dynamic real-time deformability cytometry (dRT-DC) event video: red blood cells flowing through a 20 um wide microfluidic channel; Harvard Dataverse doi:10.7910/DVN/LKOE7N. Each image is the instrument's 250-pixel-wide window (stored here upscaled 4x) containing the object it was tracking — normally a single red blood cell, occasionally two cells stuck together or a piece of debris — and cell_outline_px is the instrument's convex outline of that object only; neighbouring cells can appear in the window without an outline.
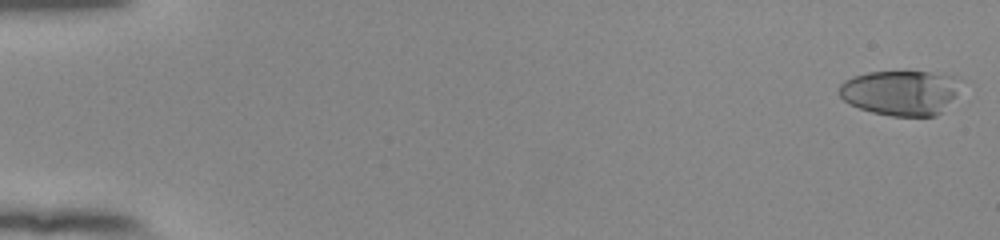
{"species": "human", "species_latin": "Homo sapiens", "temperature_condition": "room temperature", "stored_images_in_passage": 50, "camera_frame_rate_fps": 3000, "um_per_image_px": 0.085, "donor": {"sex": "female"}, "frame": {"image": 1, "passage_image": 1, "time_ms": 0.0, "image_size_px": [1000, 240], "cell_outline_px": [[956, 92], [940, 112], [936, 116], [892, 116], [872, 112], [848, 104], [840, 96], [836, 88], [844, 80], [852, 76], [868, 72], [928, 72], [952, 76]], "centroid_in_image_um": [76.39, 7.88], "position_along_channel_um": 8.6, "area_um2": 31.21}}
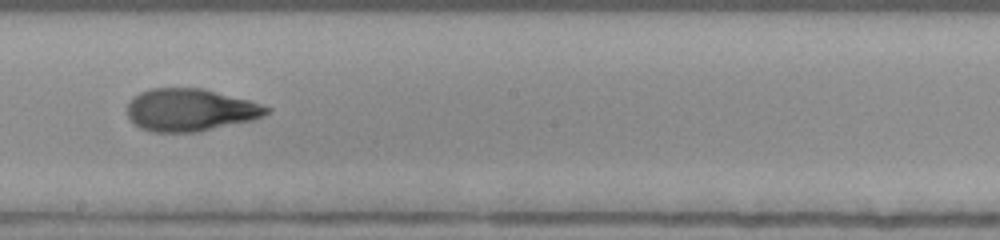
{"frame": {"image": 2, "passage_image": 32, "time_ms": 10.333, "image_size_px": [1000, 240], "cell_outline_px": [[272, 108], [264, 116], [252, 120], [196, 132], [152, 132], [140, 128], [132, 124], [128, 116], [128, 100], [132, 96], [148, 88], [204, 88], [248, 100]], "centroid_in_image_um": [16.12, 9.34], "position_along_channel_um": 232.1, "area_um2": 34.68}}
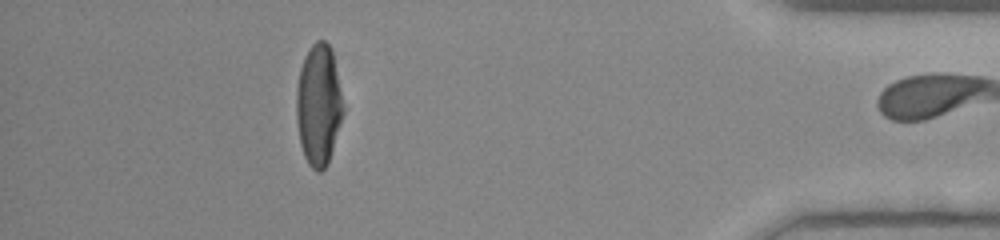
{"frame": {"image": 3, "passage_image": 49, "time_ms": 16.0, "image_size_px": [1000, 240], "cell_outline_px": [[344, 112], [328, 164], [320, 172], [316, 172], [308, 164], [304, 156], [300, 144], [296, 120], [296, 92], [300, 68], [304, 56], [308, 48], [316, 40], [324, 40], [328, 44], [332, 52], [344, 108]], "centroid_in_image_um": [27.06, 8.94], "position_along_channel_um": 408.1, "area_um2": 33.12}, "authors_computed_cell_mechanics": {"area_um2": 34.0442, "velocity_mm_per_s": 3.8932, "shape_relaxation_time_tau1_ms": 6.4338, "shape_relaxation_time_tau2_ms": 1.1557, "deformation_change_tau1": 0.2722, "deformation_change_tau2": 0.0712}}